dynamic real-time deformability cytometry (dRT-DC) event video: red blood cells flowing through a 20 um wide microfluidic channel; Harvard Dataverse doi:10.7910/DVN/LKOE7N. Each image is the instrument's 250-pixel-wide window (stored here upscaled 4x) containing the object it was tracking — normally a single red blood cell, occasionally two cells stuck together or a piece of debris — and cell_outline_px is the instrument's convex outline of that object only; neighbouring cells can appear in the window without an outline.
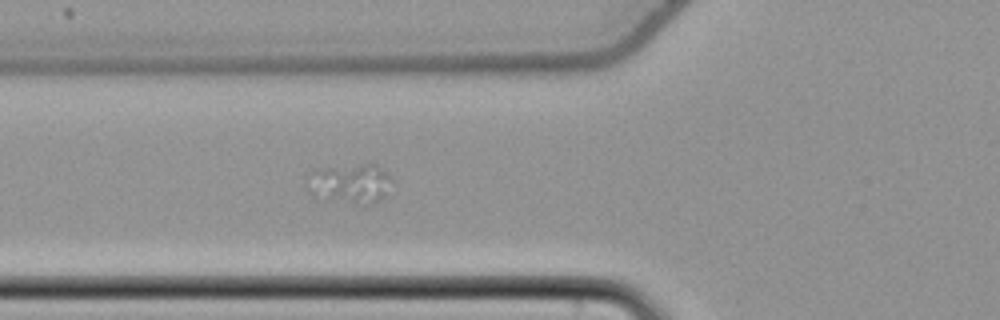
{"species": "common noctule bat (a hibernating species)", "species_latin": "Nyctalus noctula", "temperature_condition": "cold", "stored_images_in_passage": 25, "camera_frame_rate_fps": 3000, "um_per_image_px": 0.085, "animal": {"sex": "female", "body_mass_g": 22.7, "forearm_length_mm": 54.2}, "frame": {"image": 1, "passage_image": 15, "time_ms": 4.667, "image_size_px": [1000, 320], "cell_outline_px": [[392, 180], [384, 196], [380, 200], [372, 204], [368, 204], [332, 196], [324, 192], [312, 172], [312, 168], [360, 164], [376, 164]], "centroid_in_image_um": [30.08, 15.48], "position_along_channel_um": 95.7, "area_um2": 16.76}}
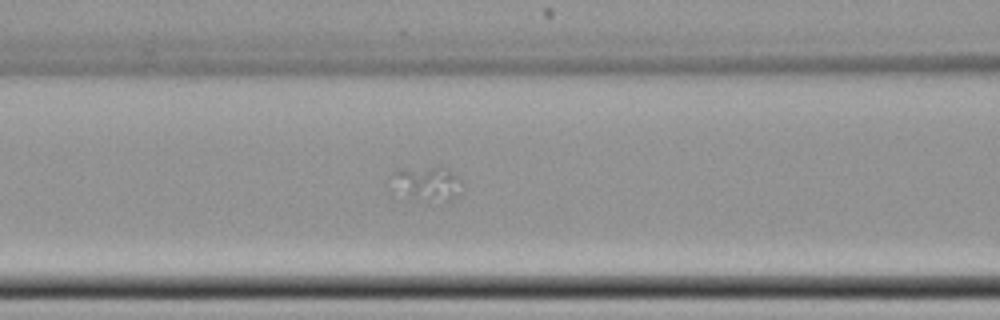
{"frame": {"image": 2, "passage_image": 18, "time_ms": 5.667, "image_size_px": [1000, 320], "cell_outline_px": [[464, 184], [460, 196], [444, 204], [440, 204], [412, 192], [392, 172], [396, 168], [440, 164], [448, 168], [460, 176], [464, 180]], "centroid_in_image_um": [36.71, 15.48], "position_along_channel_um": 129.9, "area_um2": 13.53}}
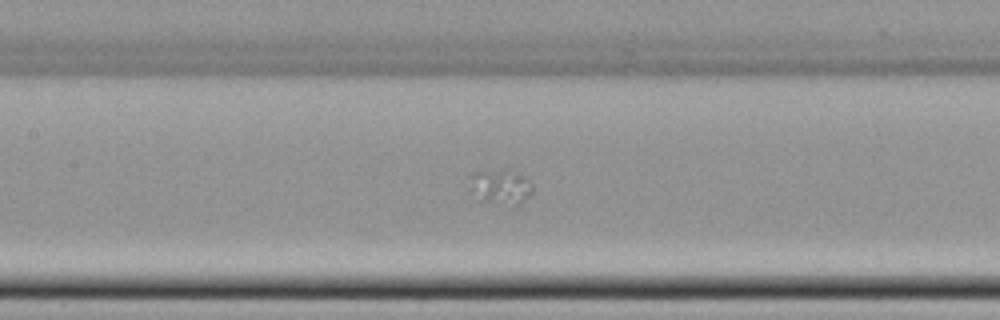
{"frame": {"image": 3, "passage_image": 21, "time_ms": 6.667, "image_size_px": [1000, 320], "cell_outline_px": [[532, 192], [520, 204], [516, 204], [484, 200], [472, 188], [468, 176], [472, 172], [504, 168], [508, 168], [528, 176], [532, 184]], "centroid_in_image_um": [42.62, 15.76], "position_along_channel_um": 164.8, "area_um2": 12.6}}